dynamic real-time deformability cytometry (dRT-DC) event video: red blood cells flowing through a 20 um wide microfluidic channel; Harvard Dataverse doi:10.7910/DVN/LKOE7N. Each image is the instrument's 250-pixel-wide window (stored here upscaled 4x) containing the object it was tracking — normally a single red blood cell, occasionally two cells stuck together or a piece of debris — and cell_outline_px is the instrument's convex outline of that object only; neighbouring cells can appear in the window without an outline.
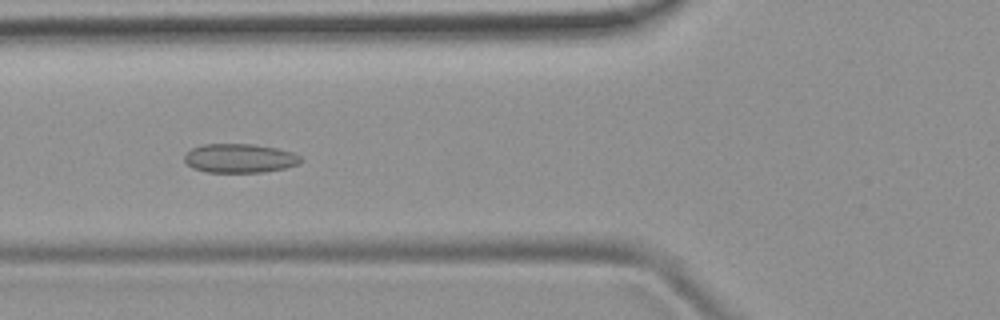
{"species": "common noctule bat (a hibernating species)", "species_latin": "Nyctalus noctula", "temperature_condition": "room temperature", "stored_images_in_passage": 42, "camera_frame_rate_fps": 3000, "um_per_image_px": 0.085, "animal": {"sex": "female", "body_mass_g": 19.9}, "frame": {"image": 1, "passage_image": 16, "time_ms": 5.0, "image_size_px": [1000, 320], "cell_outline_px": [[304, 160], [300, 164], [284, 168], [264, 172], [204, 172], [192, 168], [184, 160], [184, 156], [192, 148], [200, 144], [252, 144], [276, 148], [292, 152], [300, 156]], "centroid_in_image_um": [20.38, 13.45], "position_along_channel_um": 105.4, "area_um2": 19.77}}
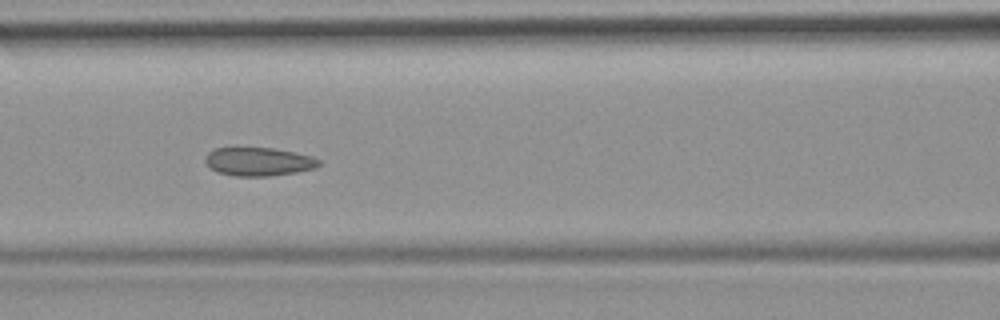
{"frame": {"image": 2, "passage_image": 19, "time_ms": 6.0, "image_size_px": [1000, 320], "cell_outline_px": [[320, 164], [316, 168], [296, 172], [268, 176], [236, 176], [216, 172], [208, 168], [204, 160], [204, 156], [208, 152], [216, 148], [272, 148], [312, 156], [320, 160]], "centroid_in_image_um": [21.93, 13.74], "position_along_channel_um": 144.7, "area_um2": 18.9}}
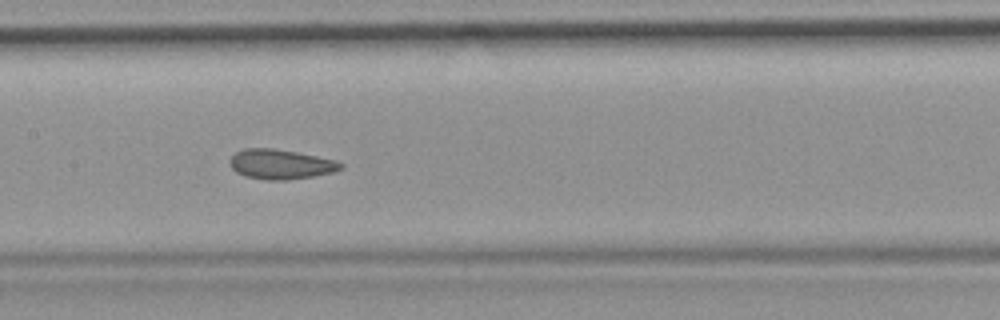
{"frame": {"image": 3, "passage_image": 22, "time_ms": 7.0, "image_size_px": [1000, 320], "cell_outline_px": [[344, 168], [332, 172], [312, 176], [284, 180], [268, 180], [244, 176], [236, 172], [232, 168], [228, 160], [236, 152], [244, 148], [272, 148], [296, 152], [336, 160], [344, 164]], "centroid_in_image_um": [23.84, 13.96], "position_along_channel_um": 183.6, "area_um2": 19.19}, "authors_computed_cell_mechanics": {"area_um2": 19.6809, "velocity_mm_per_s": 3.9081, "shape_relaxation_time_tau1_ms": null, "shape_relaxation_time_tau2_ms": 1.8398, "deformation_change_tau1": null, "deformation_change_tau2": 0.0821}}